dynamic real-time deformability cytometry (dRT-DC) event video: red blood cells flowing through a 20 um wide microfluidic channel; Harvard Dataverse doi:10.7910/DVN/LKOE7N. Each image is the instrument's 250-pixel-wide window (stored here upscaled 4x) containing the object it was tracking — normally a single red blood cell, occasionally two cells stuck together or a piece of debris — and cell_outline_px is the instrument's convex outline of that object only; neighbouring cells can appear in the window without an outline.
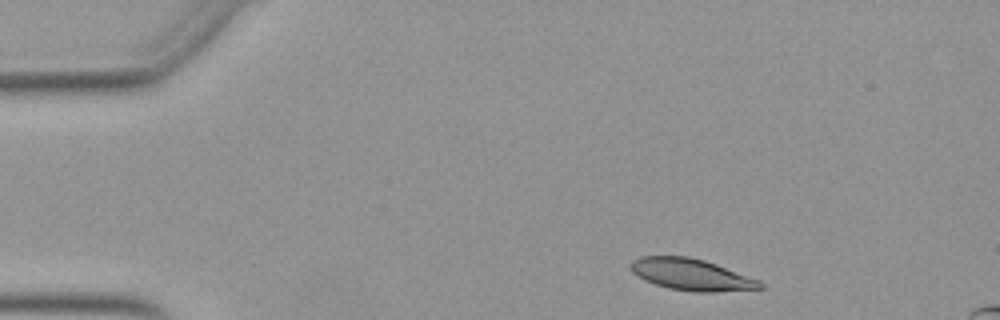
{"species": "Egyptian fruit bat (a non-hibernating species)", "species_latin": "Rousettus aegyptiacus", "temperature_condition": "warm", "stored_images_in_passage": 39, "camera_frame_rate_fps": 3000, "um_per_image_px": 0.085, "animal": {"sex": "female"}, "frame": {"image": 1, "passage_image": 3, "time_ms": 0.667, "image_size_px": [1000, 320], "cell_outline_px": [[764, 288], [716, 292], [692, 292], [668, 288], [644, 280], [632, 272], [628, 268], [628, 264], [632, 260], [640, 256], [688, 256], [704, 260], [716, 264], [760, 280], [764, 284]], "centroid_in_image_um": [58.74, 23.34], "position_along_channel_um": 26.3, "area_um2": 24.04}}
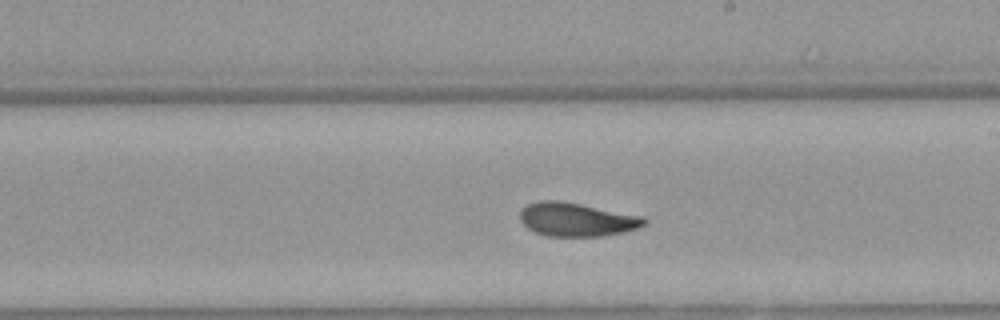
{"frame": {"image": 2, "passage_image": 25, "time_ms": 8.0, "image_size_px": [1000, 320], "cell_outline_px": [[648, 224], [624, 232], [604, 236], [548, 236], [536, 232], [528, 228], [520, 220], [520, 212], [528, 204], [540, 200], [560, 200], [644, 216], [648, 220]], "centroid_in_image_um": [49.06, 18.65], "position_along_channel_um": 239.9, "area_um2": 24.39}}
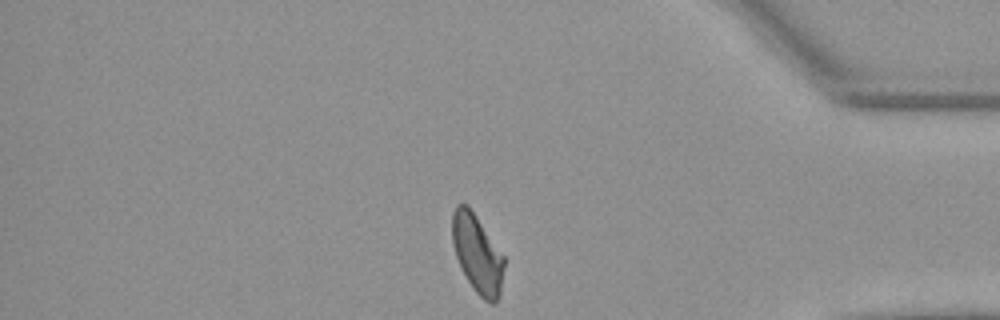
{"frame": {"image": 3, "passage_image": 39, "time_ms": 12.667, "image_size_px": [1000, 320], "cell_outline_px": [[504, 264], [500, 296], [496, 304], [492, 304], [484, 300], [472, 288], [456, 256], [452, 244], [452, 212], [456, 204], [468, 204], [504, 256]], "centroid_in_image_um": [40.57, 21.57], "position_along_channel_um": 394.6, "area_um2": 23.64}, "authors_computed_cell_mechanics": {"area_um2": 24.3338, "velocity_mm_per_s": 3.9153, "shape_relaxation_time_tau1_ms": 4.5111, "shape_relaxation_time_tau2_ms": 2.1065, "deformation_change_tau1": 0.1567, "deformation_change_tau2": 0.0718}}